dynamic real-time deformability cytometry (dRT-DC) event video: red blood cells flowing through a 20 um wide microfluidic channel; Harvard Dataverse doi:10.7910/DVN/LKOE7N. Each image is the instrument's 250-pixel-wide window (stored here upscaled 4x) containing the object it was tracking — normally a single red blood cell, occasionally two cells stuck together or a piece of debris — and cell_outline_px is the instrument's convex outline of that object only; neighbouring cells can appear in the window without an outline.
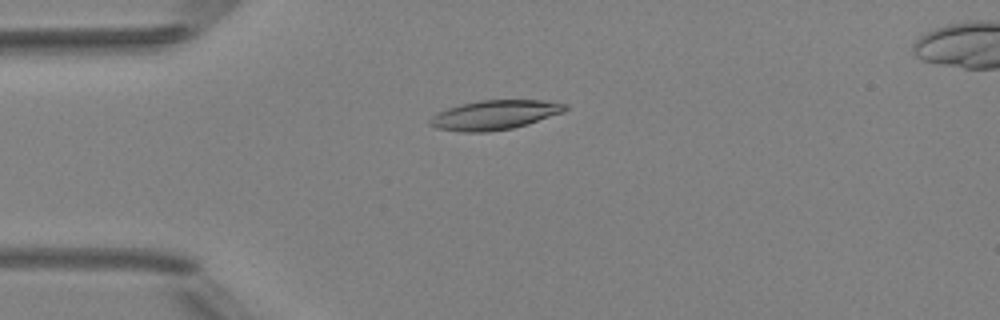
{"species": "Egyptian fruit bat (a non-hibernating species)", "species_latin": "Rousettus aegyptiacus", "temperature_condition": "room temperature", "stored_images_in_passage": 6, "camera_frame_rate_fps": 3000, "um_per_image_px": 0.085, "animal": {"sex": "female"}, "frame": {"image": 1, "passage_image": 3, "time_ms": 2.333, "image_size_px": [1000, 320], "cell_outline_px": [[568, 108], [564, 112], [528, 124], [512, 128], [488, 132], [460, 132], [436, 128], [428, 124], [428, 120], [432, 116], [448, 108], [460, 104], [480, 100], [544, 100], [568, 104]], "centroid_in_image_um": [42.05, 9.77], "position_along_channel_um": 42.9, "area_um2": 23.29}}
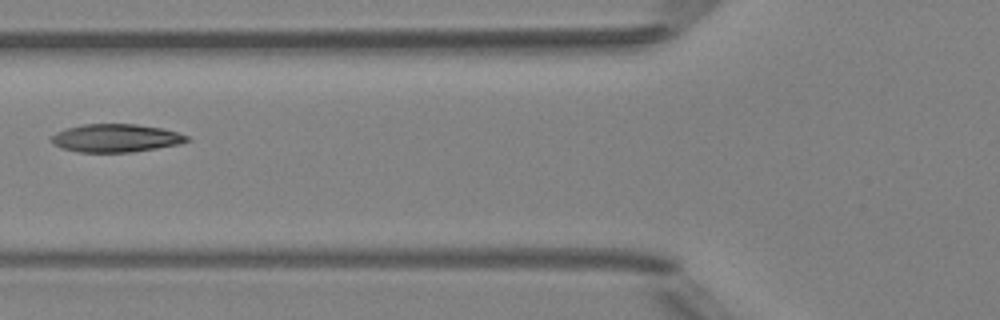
{"frame": {"image": 2, "passage_image": 5, "time_ms": 4.667, "image_size_px": [1000, 320], "cell_outline_px": [[188, 140], [180, 144], [132, 152], [80, 152], [60, 148], [52, 144], [52, 136], [56, 132], [68, 128], [84, 124], [136, 124], [160, 128], [176, 132], [188, 136]], "centroid_in_image_um": [9.82, 11.74], "position_along_channel_um": 116.0, "area_um2": 21.96}}
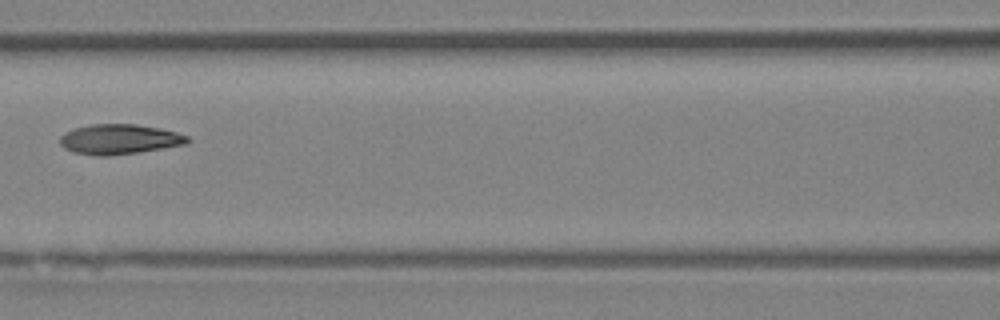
{"frame": {"image": 3, "passage_image": 6, "time_ms": 5.667, "image_size_px": [1000, 320], "cell_outline_px": [[192, 140], [188, 144], [136, 152], [108, 156], [96, 156], [72, 152], [64, 148], [60, 144], [60, 136], [76, 128], [92, 124], [136, 124], [160, 128], [176, 132], [188, 136]], "centroid_in_image_um": [10.17, 11.84], "position_along_channel_um": 156.4, "area_um2": 22.25}}